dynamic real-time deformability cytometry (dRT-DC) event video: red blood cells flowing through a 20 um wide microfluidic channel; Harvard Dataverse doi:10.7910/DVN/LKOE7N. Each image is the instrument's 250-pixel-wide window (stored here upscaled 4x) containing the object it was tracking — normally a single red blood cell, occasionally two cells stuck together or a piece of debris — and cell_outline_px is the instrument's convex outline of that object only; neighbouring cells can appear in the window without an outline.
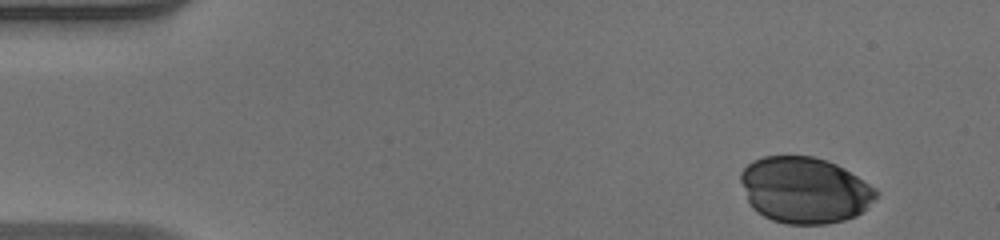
{"species": "human", "species_latin": "Homo sapiens", "temperature_condition": "warm", "stored_images_in_passage": 40, "camera_frame_rate_fps": 3000, "um_per_image_px": 0.085, "donor": {"sex": "male"}, "frame": {"image": 1, "passage_image": 1, "time_ms": 0.0, "image_size_px": [1000, 240], "cell_outline_px": [[880, 192], [868, 208], [856, 216], [844, 220], [824, 224], [784, 224], [772, 220], [756, 212], [752, 208], [748, 200], [740, 180], [740, 172], [752, 160], [764, 156], [812, 156], [836, 164], [844, 168], [876, 188]], "centroid_in_image_um": [68.4, 16.16], "position_along_channel_um": 16.6, "area_um2": 52.42}}
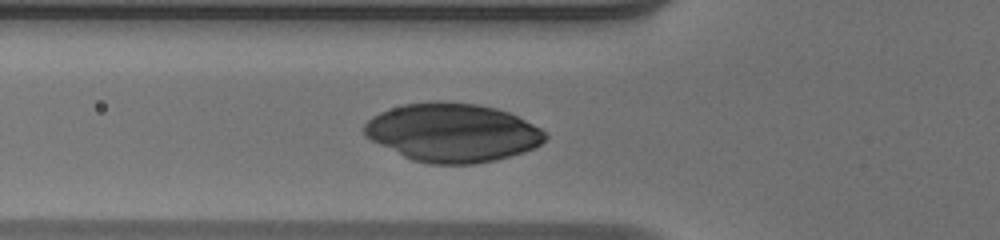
{"frame": {"image": 2, "passage_image": 15, "time_ms": 4.667, "image_size_px": [1000, 240], "cell_outline_px": [[548, 136], [540, 144], [524, 152], [496, 160], [472, 164], [428, 164], [412, 160], [364, 136], [364, 124], [372, 116], [380, 112], [404, 104], [432, 100], [440, 100], [476, 104], [496, 108], [508, 112], [540, 128]], "centroid_in_image_um": [38.44, 11.26], "position_along_channel_um": 87.4, "area_um2": 61.61}}
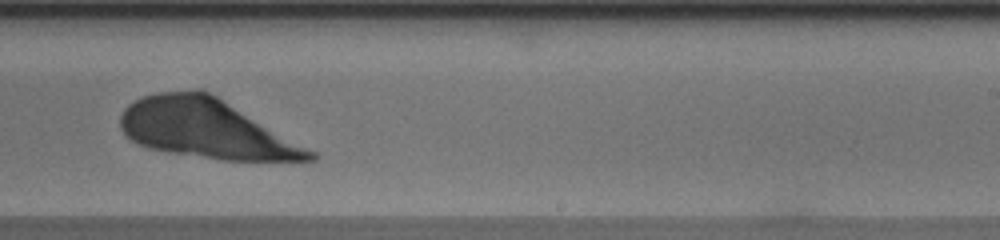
{"frame": {"image": 3, "passage_image": 29, "time_ms": 9.333, "image_size_px": [1000, 240], "cell_outline_px": [[316, 160], [220, 160], [168, 152], [148, 148], [132, 140], [120, 128], [120, 116], [124, 108], [128, 104], [144, 96], [156, 92], [196, 88], [200, 88], [216, 96], [316, 152]], "centroid_in_image_um": [17.48, 10.93], "position_along_channel_um": 271.5, "area_um2": 64.74}}